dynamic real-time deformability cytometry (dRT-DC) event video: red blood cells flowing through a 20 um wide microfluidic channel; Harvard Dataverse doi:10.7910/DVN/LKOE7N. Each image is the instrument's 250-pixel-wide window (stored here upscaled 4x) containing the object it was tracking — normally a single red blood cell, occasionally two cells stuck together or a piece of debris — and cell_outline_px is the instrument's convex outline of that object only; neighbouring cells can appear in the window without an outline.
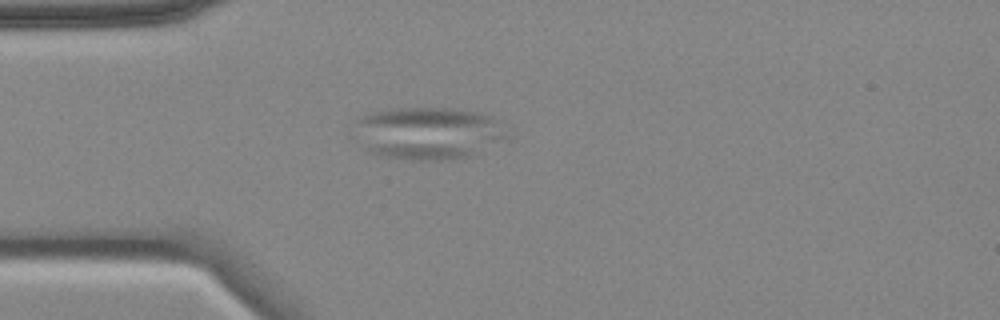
{"species": "common noctule bat (a hibernating species)", "species_latin": "Nyctalus noctula", "temperature_condition": "cold", "stored_images_in_passage": 4, "camera_frame_rate_fps": 3000, "um_per_image_px": 0.085, "animal": {"sex": "female", "body_mass_g": 18.4}, "frame": {"image": 1, "passage_image": 4, "time_ms": 4.333, "image_size_px": [1000, 320], "cell_outline_px": [[512, 136], [476, 156], [452, 160], [408, 160], [380, 156], [368, 152], [352, 120], [356, 116], [368, 112], [388, 108], [452, 108], [480, 112], [492, 116]], "centroid_in_image_um": [36.44, 11.32], "position_along_channel_um": 48.6, "area_um2": 47.8}}